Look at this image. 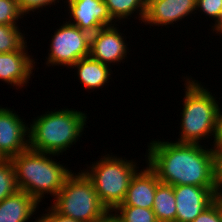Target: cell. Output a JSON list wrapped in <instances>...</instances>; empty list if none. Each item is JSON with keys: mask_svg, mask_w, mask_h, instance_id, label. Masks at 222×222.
<instances>
[{"mask_svg": "<svg viewBox=\"0 0 222 222\" xmlns=\"http://www.w3.org/2000/svg\"><path fill=\"white\" fill-rule=\"evenodd\" d=\"M147 165L160 182L172 186L214 187V148L197 143L151 140ZM205 147V148H204Z\"/></svg>", "mask_w": 222, "mask_h": 222, "instance_id": "6da1fadb", "label": "cell"}, {"mask_svg": "<svg viewBox=\"0 0 222 222\" xmlns=\"http://www.w3.org/2000/svg\"><path fill=\"white\" fill-rule=\"evenodd\" d=\"M105 222H117L111 215H109L106 219Z\"/></svg>", "mask_w": 222, "mask_h": 222, "instance_id": "f546056e", "label": "cell"}, {"mask_svg": "<svg viewBox=\"0 0 222 222\" xmlns=\"http://www.w3.org/2000/svg\"><path fill=\"white\" fill-rule=\"evenodd\" d=\"M53 156L56 155L27 149L10 159L18 190L25 191L39 204L46 193L54 199L72 174L67 167L53 160Z\"/></svg>", "mask_w": 222, "mask_h": 222, "instance_id": "7a4b0ae2", "label": "cell"}, {"mask_svg": "<svg viewBox=\"0 0 222 222\" xmlns=\"http://www.w3.org/2000/svg\"><path fill=\"white\" fill-rule=\"evenodd\" d=\"M222 108L219 110L218 114V126H217V134L214 142V150L217 151H222Z\"/></svg>", "mask_w": 222, "mask_h": 222, "instance_id": "83f0119b", "label": "cell"}, {"mask_svg": "<svg viewBox=\"0 0 222 222\" xmlns=\"http://www.w3.org/2000/svg\"><path fill=\"white\" fill-rule=\"evenodd\" d=\"M65 2L68 4L69 18L71 17V21L67 22L90 35L101 28L117 25L112 20L104 0H66Z\"/></svg>", "mask_w": 222, "mask_h": 222, "instance_id": "9c48e42d", "label": "cell"}, {"mask_svg": "<svg viewBox=\"0 0 222 222\" xmlns=\"http://www.w3.org/2000/svg\"><path fill=\"white\" fill-rule=\"evenodd\" d=\"M86 121L87 114L76 109H55L38 115L29 125V149L59 156L80 139Z\"/></svg>", "mask_w": 222, "mask_h": 222, "instance_id": "3957f363", "label": "cell"}, {"mask_svg": "<svg viewBox=\"0 0 222 222\" xmlns=\"http://www.w3.org/2000/svg\"><path fill=\"white\" fill-rule=\"evenodd\" d=\"M47 66L71 68L81 58L90 55L91 35L66 21L51 36Z\"/></svg>", "mask_w": 222, "mask_h": 222, "instance_id": "52a82bcc", "label": "cell"}, {"mask_svg": "<svg viewBox=\"0 0 222 222\" xmlns=\"http://www.w3.org/2000/svg\"><path fill=\"white\" fill-rule=\"evenodd\" d=\"M110 215L117 222H158L153 209L137 206H117Z\"/></svg>", "mask_w": 222, "mask_h": 222, "instance_id": "d6986e66", "label": "cell"}, {"mask_svg": "<svg viewBox=\"0 0 222 222\" xmlns=\"http://www.w3.org/2000/svg\"><path fill=\"white\" fill-rule=\"evenodd\" d=\"M25 43L18 51L0 53V80L16 89L26 86L33 75L36 59L27 54ZM18 87V88H17Z\"/></svg>", "mask_w": 222, "mask_h": 222, "instance_id": "4fadbf2b", "label": "cell"}, {"mask_svg": "<svg viewBox=\"0 0 222 222\" xmlns=\"http://www.w3.org/2000/svg\"><path fill=\"white\" fill-rule=\"evenodd\" d=\"M18 25L0 24V53L18 51L26 42Z\"/></svg>", "mask_w": 222, "mask_h": 222, "instance_id": "ffe728a7", "label": "cell"}, {"mask_svg": "<svg viewBox=\"0 0 222 222\" xmlns=\"http://www.w3.org/2000/svg\"><path fill=\"white\" fill-rule=\"evenodd\" d=\"M196 0H148L143 23L166 26L195 14Z\"/></svg>", "mask_w": 222, "mask_h": 222, "instance_id": "7c38bea8", "label": "cell"}, {"mask_svg": "<svg viewBox=\"0 0 222 222\" xmlns=\"http://www.w3.org/2000/svg\"><path fill=\"white\" fill-rule=\"evenodd\" d=\"M10 109L0 106V159H11L29 149V124Z\"/></svg>", "mask_w": 222, "mask_h": 222, "instance_id": "ba28073f", "label": "cell"}, {"mask_svg": "<svg viewBox=\"0 0 222 222\" xmlns=\"http://www.w3.org/2000/svg\"><path fill=\"white\" fill-rule=\"evenodd\" d=\"M80 171L66 179L51 207L58 214L80 222H102L111 213L97 196L92 181Z\"/></svg>", "mask_w": 222, "mask_h": 222, "instance_id": "5b68a950", "label": "cell"}, {"mask_svg": "<svg viewBox=\"0 0 222 222\" xmlns=\"http://www.w3.org/2000/svg\"><path fill=\"white\" fill-rule=\"evenodd\" d=\"M23 17L24 15L19 9L18 0H0L1 25H17L18 19Z\"/></svg>", "mask_w": 222, "mask_h": 222, "instance_id": "7402d4cb", "label": "cell"}, {"mask_svg": "<svg viewBox=\"0 0 222 222\" xmlns=\"http://www.w3.org/2000/svg\"><path fill=\"white\" fill-rule=\"evenodd\" d=\"M41 217H37L34 222H80L70 217L58 214L52 207H48Z\"/></svg>", "mask_w": 222, "mask_h": 222, "instance_id": "4316f807", "label": "cell"}, {"mask_svg": "<svg viewBox=\"0 0 222 222\" xmlns=\"http://www.w3.org/2000/svg\"><path fill=\"white\" fill-rule=\"evenodd\" d=\"M213 31L222 35V22L216 28H214Z\"/></svg>", "mask_w": 222, "mask_h": 222, "instance_id": "f1b7e54d", "label": "cell"}, {"mask_svg": "<svg viewBox=\"0 0 222 222\" xmlns=\"http://www.w3.org/2000/svg\"><path fill=\"white\" fill-rule=\"evenodd\" d=\"M101 157L82 171L92 181L102 204L112 213L124 201L130 181L139 167L136 161L125 157L123 159L109 154Z\"/></svg>", "mask_w": 222, "mask_h": 222, "instance_id": "8992f818", "label": "cell"}, {"mask_svg": "<svg viewBox=\"0 0 222 222\" xmlns=\"http://www.w3.org/2000/svg\"><path fill=\"white\" fill-rule=\"evenodd\" d=\"M195 10L213 18L215 24L213 23L211 30L222 22V0H196Z\"/></svg>", "mask_w": 222, "mask_h": 222, "instance_id": "603a6c76", "label": "cell"}, {"mask_svg": "<svg viewBox=\"0 0 222 222\" xmlns=\"http://www.w3.org/2000/svg\"><path fill=\"white\" fill-rule=\"evenodd\" d=\"M116 25L99 29L90 37V57L103 64L113 65L127 57L129 52L123 34Z\"/></svg>", "mask_w": 222, "mask_h": 222, "instance_id": "30bf717a", "label": "cell"}, {"mask_svg": "<svg viewBox=\"0 0 222 222\" xmlns=\"http://www.w3.org/2000/svg\"><path fill=\"white\" fill-rule=\"evenodd\" d=\"M152 209L158 222L176 221L174 186L162 182L157 185Z\"/></svg>", "mask_w": 222, "mask_h": 222, "instance_id": "e0dca14e", "label": "cell"}, {"mask_svg": "<svg viewBox=\"0 0 222 222\" xmlns=\"http://www.w3.org/2000/svg\"><path fill=\"white\" fill-rule=\"evenodd\" d=\"M185 95L180 132L176 142L197 143L201 140L214 138L215 142L218 126L219 102L214 94L208 91L199 81L185 77ZM192 79V80H191ZM210 134V135H209Z\"/></svg>", "mask_w": 222, "mask_h": 222, "instance_id": "277c9868", "label": "cell"}, {"mask_svg": "<svg viewBox=\"0 0 222 222\" xmlns=\"http://www.w3.org/2000/svg\"><path fill=\"white\" fill-rule=\"evenodd\" d=\"M159 183L160 180L156 173L147 165L132 177L126 197L119 206H137L152 209Z\"/></svg>", "mask_w": 222, "mask_h": 222, "instance_id": "5bb4252c", "label": "cell"}, {"mask_svg": "<svg viewBox=\"0 0 222 222\" xmlns=\"http://www.w3.org/2000/svg\"><path fill=\"white\" fill-rule=\"evenodd\" d=\"M55 1L59 3V0H18V5L21 13L23 15L29 14V12H35L36 10L42 9L43 7L46 8V6L49 5V7L54 3ZM35 10V11H34Z\"/></svg>", "mask_w": 222, "mask_h": 222, "instance_id": "484cf974", "label": "cell"}, {"mask_svg": "<svg viewBox=\"0 0 222 222\" xmlns=\"http://www.w3.org/2000/svg\"><path fill=\"white\" fill-rule=\"evenodd\" d=\"M214 196L222 200V151H217L214 158Z\"/></svg>", "mask_w": 222, "mask_h": 222, "instance_id": "d4e9b609", "label": "cell"}, {"mask_svg": "<svg viewBox=\"0 0 222 222\" xmlns=\"http://www.w3.org/2000/svg\"><path fill=\"white\" fill-rule=\"evenodd\" d=\"M213 188L195 185L174 186L176 221L192 222L208 208L216 200Z\"/></svg>", "mask_w": 222, "mask_h": 222, "instance_id": "8fae6325", "label": "cell"}, {"mask_svg": "<svg viewBox=\"0 0 222 222\" xmlns=\"http://www.w3.org/2000/svg\"><path fill=\"white\" fill-rule=\"evenodd\" d=\"M38 206L39 203L33 197L17 190L0 202V222H28L36 214Z\"/></svg>", "mask_w": 222, "mask_h": 222, "instance_id": "9a60e30c", "label": "cell"}, {"mask_svg": "<svg viewBox=\"0 0 222 222\" xmlns=\"http://www.w3.org/2000/svg\"><path fill=\"white\" fill-rule=\"evenodd\" d=\"M18 190L13 163L0 159V202Z\"/></svg>", "mask_w": 222, "mask_h": 222, "instance_id": "44dd1931", "label": "cell"}, {"mask_svg": "<svg viewBox=\"0 0 222 222\" xmlns=\"http://www.w3.org/2000/svg\"><path fill=\"white\" fill-rule=\"evenodd\" d=\"M192 222H222V204L220 200H215Z\"/></svg>", "mask_w": 222, "mask_h": 222, "instance_id": "cb8c5ba5", "label": "cell"}, {"mask_svg": "<svg viewBox=\"0 0 222 222\" xmlns=\"http://www.w3.org/2000/svg\"><path fill=\"white\" fill-rule=\"evenodd\" d=\"M148 0H104L108 12L113 21L120 23L123 19H130L129 16L138 12L139 21H144ZM116 19V20H115ZM120 20V21H119Z\"/></svg>", "mask_w": 222, "mask_h": 222, "instance_id": "ac0fdd59", "label": "cell"}, {"mask_svg": "<svg viewBox=\"0 0 222 222\" xmlns=\"http://www.w3.org/2000/svg\"><path fill=\"white\" fill-rule=\"evenodd\" d=\"M71 68H76L80 84L88 91L102 89L106 83L110 82L108 80L112 75L109 65L94 60L90 56L81 58Z\"/></svg>", "mask_w": 222, "mask_h": 222, "instance_id": "2e32d148", "label": "cell"}]
</instances>
